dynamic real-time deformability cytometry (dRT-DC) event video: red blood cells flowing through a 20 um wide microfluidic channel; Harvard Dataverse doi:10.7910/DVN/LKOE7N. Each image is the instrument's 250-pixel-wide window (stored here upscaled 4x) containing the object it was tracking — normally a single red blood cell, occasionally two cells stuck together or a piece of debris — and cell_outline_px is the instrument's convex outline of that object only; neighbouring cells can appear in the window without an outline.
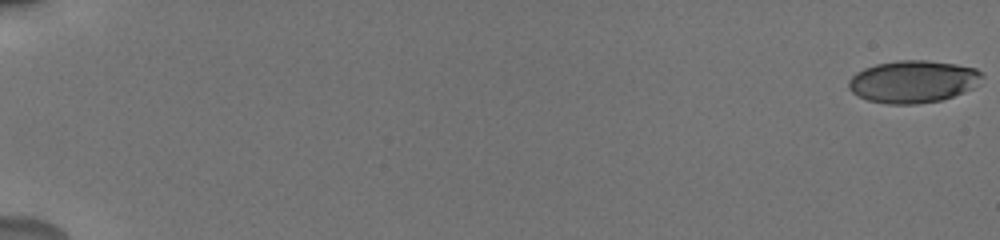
{"species": "human", "species_latin": "Homo sapiens", "temperature_condition": "cold", "stored_images_in_passage": 11, "camera_frame_rate_fps": 3000, "um_per_image_px": 0.085, "donor": {"sex": "male"}, "frame": {"image": 1, "passage_image": 1, "time_ms": 0.0, "image_size_px": [1000, 240], "cell_outline_px": [[984, 76], [972, 88], [964, 92], [940, 100], [916, 104], [888, 104], [868, 100], [852, 92], [848, 88], [848, 80], [856, 72], [864, 68], [876, 64], [896, 60], [924, 60], [956, 64], [976, 68]], "centroid_in_image_um": [77.59, 6.93], "position_along_channel_um": 7.4, "area_um2": 32.83}}
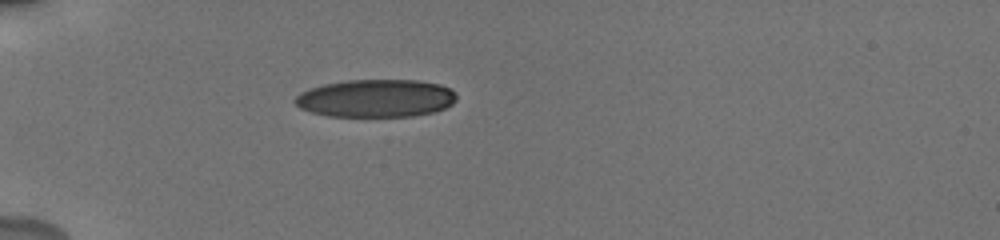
{"frame": {"image": 2, "passage_image": 8, "time_ms": 6.0, "image_size_px": [1000, 240], "cell_outline_px": [[456, 100], [452, 104], [444, 108], [432, 112], [412, 116], [328, 116], [312, 112], [300, 108], [292, 100], [300, 92], [308, 88], [324, 84], [348, 80], [416, 80], [440, 84], [452, 88], [456, 92]], "centroid_in_image_um": [31.95, 8.34], "position_along_channel_um": 53.1, "area_um2": 35.72}}